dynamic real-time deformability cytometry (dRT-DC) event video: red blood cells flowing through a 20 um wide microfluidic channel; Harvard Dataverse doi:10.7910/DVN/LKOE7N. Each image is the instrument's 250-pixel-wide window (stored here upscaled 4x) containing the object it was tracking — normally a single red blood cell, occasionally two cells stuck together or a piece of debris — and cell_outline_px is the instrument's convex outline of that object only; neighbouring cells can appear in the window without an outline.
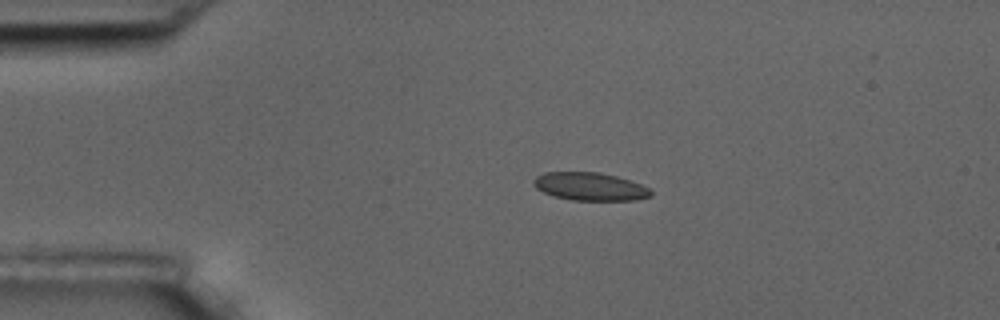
{"species": "common noctule bat (a hibernating species)", "species_latin": "Nyctalus noctula", "temperature_condition": "room temperature", "stored_images_in_passage": 5, "camera_frame_rate_fps": 3000, "um_per_image_px": 0.085, "animal": {"sex": "male", "body_mass_g": 17.5, "forearm_length_mm": 52.3}, "frame": {"image": 1, "passage_image": 3, "time_ms": 2.333, "image_size_px": [1000, 320], "cell_outline_px": [[652, 196], [636, 200], [572, 200], [552, 196], [536, 188], [532, 184], [532, 180], [536, 176], [544, 172], [600, 172], [616, 176], [640, 184], [648, 188], [652, 192]], "centroid_in_image_um": [50.11, 15.85], "position_along_channel_um": 34.9, "area_um2": 19.19}}
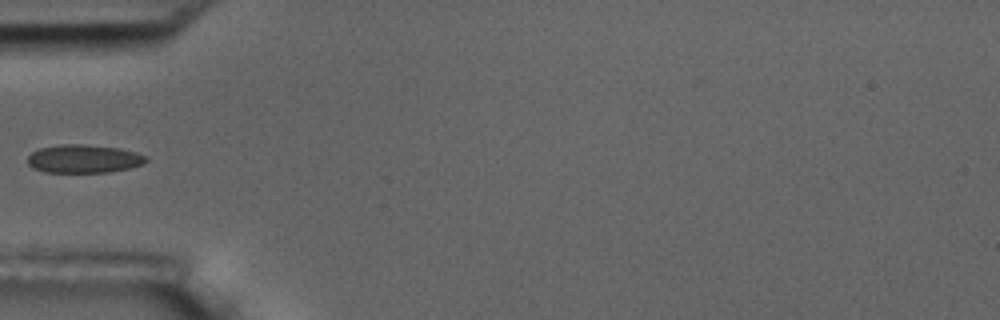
{"frame": {"image": 2, "passage_image": 5, "time_ms": 4.667, "image_size_px": [1000, 320], "cell_outline_px": [[148, 160], [144, 164], [128, 168], [108, 172], [44, 172], [32, 168], [28, 164], [28, 156], [32, 152], [40, 148], [60, 144], [84, 144], [120, 148], [136, 152], [148, 156]], "centroid_in_image_um": [7.13, 13.49], "position_along_channel_um": 77.9, "area_um2": 19.65}}